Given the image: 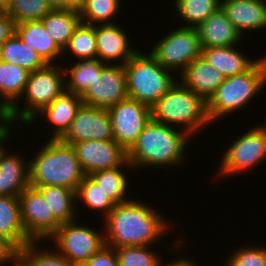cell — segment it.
Wrapping results in <instances>:
<instances>
[{
    "mask_svg": "<svg viewBox=\"0 0 266 266\" xmlns=\"http://www.w3.org/2000/svg\"><path fill=\"white\" fill-rule=\"evenodd\" d=\"M60 140L70 145L86 140H114L108 110L82 104L69 129Z\"/></svg>",
    "mask_w": 266,
    "mask_h": 266,
    "instance_id": "14",
    "label": "cell"
},
{
    "mask_svg": "<svg viewBox=\"0 0 266 266\" xmlns=\"http://www.w3.org/2000/svg\"><path fill=\"white\" fill-rule=\"evenodd\" d=\"M74 55L78 60L96 59L97 45L95 25L80 23L70 38L68 45L63 49Z\"/></svg>",
    "mask_w": 266,
    "mask_h": 266,
    "instance_id": "35",
    "label": "cell"
},
{
    "mask_svg": "<svg viewBox=\"0 0 266 266\" xmlns=\"http://www.w3.org/2000/svg\"><path fill=\"white\" fill-rule=\"evenodd\" d=\"M157 211L146 202L135 199L115 205L104 218L105 245L117 249L158 244L171 228L169 220Z\"/></svg>",
    "mask_w": 266,
    "mask_h": 266,
    "instance_id": "1",
    "label": "cell"
},
{
    "mask_svg": "<svg viewBox=\"0 0 266 266\" xmlns=\"http://www.w3.org/2000/svg\"><path fill=\"white\" fill-rule=\"evenodd\" d=\"M221 9L242 36L246 30L266 29V0H227Z\"/></svg>",
    "mask_w": 266,
    "mask_h": 266,
    "instance_id": "19",
    "label": "cell"
},
{
    "mask_svg": "<svg viewBox=\"0 0 266 266\" xmlns=\"http://www.w3.org/2000/svg\"><path fill=\"white\" fill-rule=\"evenodd\" d=\"M10 0H0V7H4Z\"/></svg>",
    "mask_w": 266,
    "mask_h": 266,
    "instance_id": "46",
    "label": "cell"
},
{
    "mask_svg": "<svg viewBox=\"0 0 266 266\" xmlns=\"http://www.w3.org/2000/svg\"><path fill=\"white\" fill-rule=\"evenodd\" d=\"M107 110L112 122L114 141L128 152L150 121L151 107L126 98Z\"/></svg>",
    "mask_w": 266,
    "mask_h": 266,
    "instance_id": "11",
    "label": "cell"
},
{
    "mask_svg": "<svg viewBox=\"0 0 266 266\" xmlns=\"http://www.w3.org/2000/svg\"><path fill=\"white\" fill-rule=\"evenodd\" d=\"M15 33V23L7 14L4 7H0V46Z\"/></svg>",
    "mask_w": 266,
    "mask_h": 266,
    "instance_id": "40",
    "label": "cell"
},
{
    "mask_svg": "<svg viewBox=\"0 0 266 266\" xmlns=\"http://www.w3.org/2000/svg\"><path fill=\"white\" fill-rule=\"evenodd\" d=\"M178 128L175 130L173 126L150 119L135 144L127 152V161L133 169L147 168V166L168 168L177 165L178 167L179 164L182 166L185 163V151L191 135Z\"/></svg>",
    "mask_w": 266,
    "mask_h": 266,
    "instance_id": "2",
    "label": "cell"
},
{
    "mask_svg": "<svg viewBox=\"0 0 266 266\" xmlns=\"http://www.w3.org/2000/svg\"><path fill=\"white\" fill-rule=\"evenodd\" d=\"M4 9L15 24L41 20L52 10L47 0H10Z\"/></svg>",
    "mask_w": 266,
    "mask_h": 266,
    "instance_id": "36",
    "label": "cell"
},
{
    "mask_svg": "<svg viewBox=\"0 0 266 266\" xmlns=\"http://www.w3.org/2000/svg\"><path fill=\"white\" fill-rule=\"evenodd\" d=\"M233 47L202 48V57L225 77L248 71L258 60L248 58L243 51Z\"/></svg>",
    "mask_w": 266,
    "mask_h": 266,
    "instance_id": "25",
    "label": "cell"
},
{
    "mask_svg": "<svg viewBox=\"0 0 266 266\" xmlns=\"http://www.w3.org/2000/svg\"><path fill=\"white\" fill-rule=\"evenodd\" d=\"M45 30L63 50L81 23L78 9L51 10L41 19Z\"/></svg>",
    "mask_w": 266,
    "mask_h": 266,
    "instance_id": "27",
    "label": "cell"
},
{
    "mask_svg": "<svg viewBox=\"0 0 266 266\" xmlns=\"http://www.w3.org/2000/svg\"><path fill=\"white\" fill-rule=\"evenodd\" d=\"M77 202H83L88 210L102 212L105 218L115 207V203L105 194L101 187L89 175H86L76 191ZM79 200V201H78ZM82 201V202H81Z\"/></svg>",
    "mask_w": 266,
    "mask_h": 266,
    "instance_id": "34",
    "label": "cell"
},
{
    "mask_svg": "<svg viewBox=\"0 0 266 266\" xmlns=\"http://www.w3.org/2000/svg\"><path fill=\"white\" fill-rule=\"evenodd\" d=\"M21 219L26 235L39 242L49 238L61 225L49 211V206L42 194L33 187H27L18 197Z\"/></svg>",
    "mask_w": 266,
    "mask_h": 266,
    "instance_id": "12",
    "label": "cell"
},
{
    "mask_svg": "<svg viewBox=\"0 0 266 266\" xmlns=\"http://www.w3.org/2000/svg\"><path fill=\"white\" fill-rule=\"evenodd\" d=\"M228 256L224 266H266V247L246 246Z\"/></svg>",
    "mask_w": 266,
    "mask_h": 266,
    "instance_id": "38",
    "label": "cell"
},
{
    "mask_svg": "<svg viewBox=\"0 0 266 266\" xmlns=\"http://www.w3.org/2000/svg\"><path fill=\"white\" fill-rule=\"evenodd\" d=\"M124 67L128 98L150 107L178 81L150 53L137 52Z\"/></svg>",
    "mask_w": 266,
    "mask_h": 266,
    "instance_id": "7",
    "label": "cell"
},
{
    "mask_svg": "<svg viewBox=\"0 0 266 266\" xmlns=\"http://www.w3.org/2000/svg\"><path fill=\"white\" fill-rule=\"evenodd\" d=\"M176 13L183 22L184 27L196 28L204 22L210 15L221 8L219 0H174Z\"/></svg>",
    "mask_w": 266,
    "mask_h": 266,
    "instance_id": "32",
    "label": "cell"
},
{
    "mask_svg": "<svg viewBox=\"0 0 266 266\" xmlns=\"http://www.w3.org/2000/svg\"><path fill=\"white\" fill-rule=\"evenodd\" d=\"M64 91V68L56 63L55 65L47 64L45 67L29 73L27 85L22 95L23 99L26 98L24 109H20V105L17 102L0 121L10 129L11 125L14 128L17 121H20L21 124L32 125L38 119V113ZM24 96L26 97L24 98Z\"/></svg>",
    "mask_w": 266,
    "mask_h": 266,
    "instance_id": "5",
    "label": "cell"
},
{
    "mask_svg": "<svg viewBox=\"0 0 266 266\" xmlns=\"http://www.w3.org/2000/svg\"><path fill=\"white\" fill-rule=\"evenodd\" d=\"M179 75L185 87L206 101L225 80V76L202 56L191 62Z\"/></svg>",
    "mask_w": 266,
    "mask_h": 266,
    "instance_id": "20",
    "label": "cell"
},
{
    "mask_svg": "<svg viewBox=\"0 0 266 266\" xmlns=\"http://www.w3.org/2000/svg\"><path fill=\"white\" fill-rule=\"evenodd\" d=\"M42 145L29 160L30 187L61 186L77 191L86 174L74 147L60 139Z\"/></svg>",
    "mask_w": 266,
    "mask_h": 266,
    "instance_id": "3",
    "label": "cell"
},
{
    "mask_svg": "<svg viewBox=\"0 0 266 266\" xmlns=\"http://www.w3.org/2000/svg\"><path fill=\"white\" fill-rule=\"evenodd\" d=\"M47 2L52 10L69 9V0H47Z\"/></svg>",
    "mask_w": 266,
    "mask_h": 266,
    "instance_id": "43",
    "label": "cell"
},
{
    "mask_svg": "<svg viewBox=\"0 0 266 266\" xmlns=\"http://www.w3.org/2000/svg\"><path fill=\"white\" fill-rule=\"evenodd\" d=\"M39 242H31L15 251L14 266H76L61 256L56 250L39 248ZM38 244V245H37ZM51 251V252H50Z\"/></svg>",
    "mask_w": 266,
    "mask_h": 266,
    "instance_id": "30",
    "label": "cell"
},
{
    "mask_svg": "<svg viewBox=\"0 0 266 266\" xmlns=\"http://www.w3.org/2000/svg\"><path fill=\"white\" fill-rule=\"evenodd\" d=\"M36 188L43 196L49 211L60 223H67L76 220L77 202L76 191L61 186H45ZM75 204V205H74Z\"/></svg>",
    "mask_w": 266,
    "mask_h": 266,
    "instance_id": "26",
    "label": "cell"
},
{
    "mask_svg": "<svg viewBox=\"0 0 266 266\" xmlns=\"http://www.w3.org/2000/svg\"><path fill=\"white\" fill-rule=\"evenodd\" d=\"M71 221L61 224L49 238L56 251L76 266H82L105 246L104 232Z\"/></svg>",
    "mask_w": 266,
    "mask_h": 266,
    "instance_id": "9",
    "label": "cell"
},
{
    "mask_svg": "<svg viewBox=\"0 0 266 266\" xmlns=\"http://www.w3.org/2000/svg\"><path fill=\"white\" fill-rule=\"evenodd\" d=\"M0 61L18 65L29 72L47 65L38 52L26 45L16 33L0 46Z\"/></svg>",
    "mask_w": 266,
    "mask_h": 266,
    "instance_id": "28",
    "label": "cell"
},
{
    "mask_svg": "<svg viewBox=\"0 0 266 266\" xmlns=\"http://www.w3.org/2000/svg\"><path fill=\"white\" fill-rule=\"evenodd\" d=\"M152 246H127L115 249L119 266H159L161 258Z\"/></svg>",
    "mask_w": 266,
    "mask_h": 266,
    "instance_id": "37",
    "label": "cell"
},
{
    "mask_svg": "<svg viewBox=\"0 0 266 266\" xmlns=\"http://www.w3.org/2000/svg\"><path fill=\"white\" fill-rule=\"evenodd\" d=\"M0 236L16 250L33 242L26 235L18 197L0 196Z\"/></svg>",
    "mask_w": 266,
    "mask_h": 266,
    "instance_id": "23",
    "label": "cell"
},
{
    "mask_svg": "<svg viewBox=\"0 0 266 266\" xmlns=\"http://www.w3.org/2000/svg\"><path fill=\"white\" fill-rule=\"evenodd\" d=\"M15 33L26 45L38 52L47 64H55L54 61L64 53L45 30L41 20L15 24Z\"/></svg>",
    "mask_w": 266,
    "mask_h": 266,
    "instance_id": "22",
    "label": "cell"
},
{
    "mask_svg": "<svg viewBox=\"0 0 266 266\" xmlns=\"http://www.w3.org/2000/svg\"><path fill=\"white\" fill-rule=\"evenodd\" d=\"M125 31L119 23L95 25L96 59L106 64L117 62L116 64L125 65L139 51L130 45L129 35Z\"/></svg>",
    "mask_w": 266,
    "mask_h": 266,
    "instance_id": "16",
    "label": "cell"
},
{
    "mask_svg": "<svg viewBox=\"0 0 266 266\" xmlns=\"http://www.w3.org/2000/svg\"><path fill=\"white\" fill-rule=\"evenodd\" d=\"M202 48L233 47L242 38V34L227 18L220 8L196 27Z\"/></svg>",
    "mask_w": 266,
    "mask_h": 266,
    "instance_id": "18",
    "label": "cell"
},
{
    "mask_svg": "<svg viewBox=\"0 0 266 266\" xmlns=\"http://www.w3.org/2000/svg\"><path fill=\"white\" fill-rule=\"evenodd\" d=\"M121 0H85L78 9L81 22L88 25L114 24Z\"/></svg>",
    "mask_w": 266,
    "mask_h": 266,
    "instance_id": "33",
    "label": "cell"
},
{
    "mask_svg": "<svg viewBox=\"0 0 266 266\" xmlns=\"http://www.w3.org/2000/svg\"><path fill=\"white\" fill-rule=\"evenodd\" d=\"M266 84V56L261 57L246 72L225 77L223 83L207 101V113L214 123L219 118L243 109ZM263 88V89H262ZM226 115V116H225Z\"/></svg>",
    "mask_w": 266,
    "mask_h": 266,
    "instance_id": "6",
    "label": "cell"
},
{
    "mask_svg": "<svg viewBox=\"0 0 266 266\" xmlns=\"http://www.w3.org/2000/svg\"><path fill=\"white\" fill-rule=\"evenodd\" d=\"M15 251L16 249L0 236V266L8 265V263L14 265Z\"/></svg>",
    "mask_w": 266,
    "mask_h": 266,
    "instance_id": "41",
    "label": "cell"
},
{
    "mask_svg": "<svg viewBox=\"0 0 266 266\" xmlns=\"http://www.w3.org/2000/svg\"><path fill=\"white\" fill-rule=\"evenodd\" d=\"M29 73L18 65L0 61V119L17 103L18 99L21 101Z\"/></svg>",
    "mask_w": 266,
    "mask_h": 266,
    "instance_id": "24",
    "label": "cell"
},
{
    "mask_svg": "<svg viewBox=\"0 0 266 266\" xmlns=\"http://www.w3.org/2000/svg\"><path fill=\"white\" fill-rule=\"evenodd\" d=\"M81 98L85 105L104 109L128 98L124 65L106 64Z\"/></svg>",
    "mask_w": 266,
    "mask_h": 266,
    "instance_id": "13",
    "label": "cell"
},
{
    "mask_svg": "<svg viewBox=\"0 0 266 266\" xmlns=\"http://www.w3.org/2000/svg\"><path fill=\"white\" fill-rule=\"evenodd\" d=\"M72 146L86 175L125 166L133 169L127 161V152L114 140H86Z\"/></svg>",
    "mask_w": 266,
    "mask_h": 266,
    "instance_id": "15",
    "label": "cell"
},
{
    "mask_svg": "<svg viewBox=\"0 0 266 266\" xmlns=\"http://www.w3.org/2000/svg\"><path fill=\"white\" fill-rule=\"evenodd\" d=\"M121 168L98 170L89 175L116 205L130 201L126 197L129 179Z\"/></svg>",
    "mask_w": 266,
    "mask_h": 266,
    "instance_id": "31",
    "label": "cell"
},
{
    "mask_svg": "<svg viewBox=\"0 0 266 266\" xmlns=\"http://www.w3.org/2000/svg\"><path fill=\"white\" fill-rule=\"evenodd\" d=\"M12 130L0 121V143L9 135Z\"/></svg>",
    "mask_w": 266,
    "mask_h": 266,
    "instance_id": "44",
    "label": "cell"
},
{
    "mask_svg": "<svg viewBox=\"0 0 266 266\" xmlns=\"http://www.w3.org/2000/svg\"><path fill=\"white\" fill-rule=\"evenodd\" d=\"M11 138L9 134L0 143V196L19 197L30 186L29 161L21 154L8 153L4 143Z\"/></svg>",
    "mask_w": 266,
    "mask_h": 266,
    "instance_id": "17",
    "label": "cell"
},
{
    "mask_svg": "<svg viewBox=\"0 0 266 266\" xmlns=\"http://www.w3.org/2000/svg\"><path fill=\"white\" fill-rule=\"evenodd\" d=\"M82 266H119L115 249L105 245Z\"/></svg>",
    "mask_w": 266,
    "mask_h": 266,
    "instance_id": "39",
    "label": "cell"
},
{
    "mask_svg": "<svg viewBox=\"0 0 266 266\" xmlns=\"http://www.w3.org/2000/svg\"><path fill=\"white\" fill-rule=\"evenodd\" d=\"M151 119L175 129L180 125L179 128L193 137L195 132L212 123L207 113V101L179 80L151 107Z\"/></svg>",
    "mask_w": 266,
    "mask_h": 266,
    "instance_id": "4",
    "label": "cell"
},
{
    "mask_svg": "<svg viewBox=\"0 0 266 266\" xmlns=\"http://www.w3.org/2000/svg\"><path fill=\"white\" fill-rule=\"evenodd\" d=\"M150 54L166 69L180 74L191 62L202 56V46L196 28L180 26L168 31Z\"/></svg>",
    "mask_w": 266,
    "mask_h": 266,
    "instance_id": "10",
    "label": "cell"
},
{
    "mask_svg": "<svg viewBox=\"0 0 266 266\" xmlns=\"http://www.w3.org/2000/svg\"><path fill=\"white\" fill-rule=\"evenodd\" d=\"M221 158V167L216 173L218 179L247 172L262 164L266 159V125L252 127L240 135Z\"/></svg>",
    "mask_w": 266,
    "mask_h": 266,
    "instance_id": "8",
    "label": "cell"
},
{
    "mask_svg": "<svg viewBox=\"0 0 266 266\" xmlns=\"http://www.w3.org/2000/svg\"><path fill=\"white\" fill-rule=\"evenodd\" d=\"M176 259L173 261H169L163 265V260H161L159 266H197L196 262L193 261V258L189 259V257H175ZM192 260V261H191Z\"/></svg>",
    "mask_w": 266,
    "mask_h": 266,
    "instance_id": "42",
    "label": "cell"
},
{
    "mask_svg": "<svg viewBox=\"0 0 266 266\" xmlns=\"http://www.w3.org/2000/svg\"><path fill=\"white\" fill-rule=\"evenodd\" d=\"M85 0H69V9H79Z\"/></svg>",
    "mask_w": 266,
    "mask_h": 266,
    "instance_id": "45",
    "label": "cell"
},
{
    "mask_svg": "<svg viewBox=\"0 0 266 266\" xmlns=\"http://www.w3.org/2000/svg\"><path fill=\"white\" fill-rule=\"evenodd\" d=\"M83 104L80 95L64 91L38 114L46 117L54 132L50 139H60L69 129L77 111Z\"/></svg>",
    "mask_w": 266,
    "mask_h": 266,
    "instance_id": "21",
    "label": "cell"
},
{
    "mask_svg": "<svg viewBox=\"0 0 266 266\" xmlns=\"http://www.w3.org/2000/svg\"><path fill=\"white\" fill-rule=\"evenodd\" d=\"M75 62L73 67L67 68L66 66L64 69L66 76L65 91L82 96L93 84L96 73H100L106 63L100 62L98 59L78 60Z\"/></svg>",
    "mask_w": 266,
    "mask_h": 266,
    "instance_id": "29",
    "label": "cell"
}]
</instances>
